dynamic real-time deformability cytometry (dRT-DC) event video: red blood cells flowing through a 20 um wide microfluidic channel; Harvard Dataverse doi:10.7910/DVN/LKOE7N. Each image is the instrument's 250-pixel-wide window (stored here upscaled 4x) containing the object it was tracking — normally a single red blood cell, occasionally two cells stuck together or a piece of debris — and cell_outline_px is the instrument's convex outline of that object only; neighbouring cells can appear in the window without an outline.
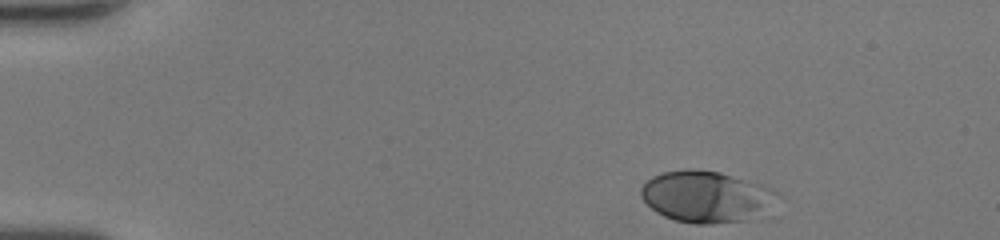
{"species": "human", "species_latin": "Homo sapiens", "temperature_condition": "room temperature", "stored_images_in_passage": 43, "camera_frame_rate_fps": 3000, "um_per_image_px": 0.085, "donor": {"sex": "female"}, "frame": {"image": 1, "passage_image": 1, "time_ms": 0.0, "image_size_px": [1000, 240], "cell_outline_px": [[776, 192], [756, 208], [740, 220], [712, 224], [696, 224], [676, 220], [664, 216], [656, 212], [640, 196], [640, 188], [652, 176], [660, 172], [684, 168], [696, 168], [720, 172], [760, 184]], "centroid_in_image_um": [59.74, 16.65], "position_along_channel_um": 25.3, "area_um2": 38.84}}
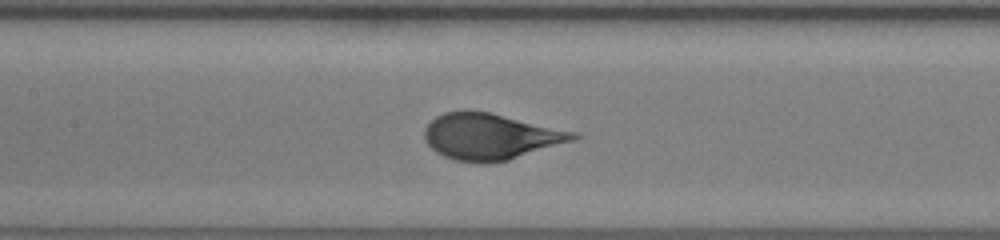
{"frame": {"image": 2, "passage_image": 18, "time_ms": 5.667, "image_size_px": [1000, 240], "cell_outline_px": [[580, 136], [572, 140], [508, 160], [488, 164], [480, 164], [456, 160], [444, 156], [436, 152], [424, 140], [424, 128], [436, 116], [444, 112], [464, 108], [488, 112], [576, 132]], "centroid_in_image_um": [41.6, 11.59], "position_along_channel_um": 165.8, "area_um2": 40.0}}
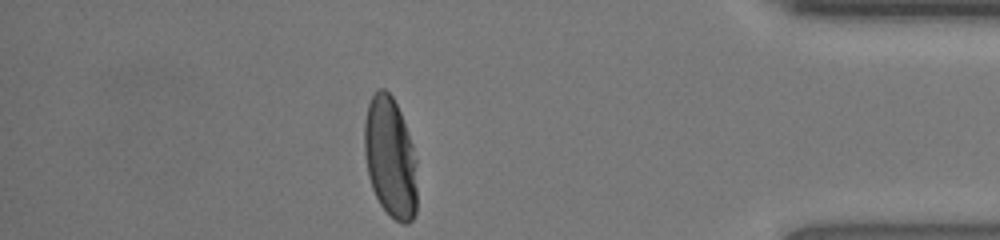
{"frame": {"image": 3, "passage_image": 37, "time_ms": 12.0, "image_size_px": [1000, 240], "cell_outline_px": [[416, 212], [412, 220], [408, 224], [404, 224], [396, 220], [380, 204], [372, 188], [368, 176], [364, 152], [364, 120], [368, 104], [372, 96], [380, 88], [384, 88], [392, 96], [400, 112], [412, 144], [416, 160]], "centroid_in_image_um": [33.16, 13.38], "position_along_channel_um": 402.0, "area_um2": 36.99}, "authors_computed_cell_mechanics": {"area_um2": 38.8416, "velocity_mm_per_s": 4.2575, "shape_relaxation_time_tau1_ms": 2.6364, "shape_relaxation_time_tau2_ms": null, "deformation_change_tau1": 0.1825, "deformation_change_tau2": null}}